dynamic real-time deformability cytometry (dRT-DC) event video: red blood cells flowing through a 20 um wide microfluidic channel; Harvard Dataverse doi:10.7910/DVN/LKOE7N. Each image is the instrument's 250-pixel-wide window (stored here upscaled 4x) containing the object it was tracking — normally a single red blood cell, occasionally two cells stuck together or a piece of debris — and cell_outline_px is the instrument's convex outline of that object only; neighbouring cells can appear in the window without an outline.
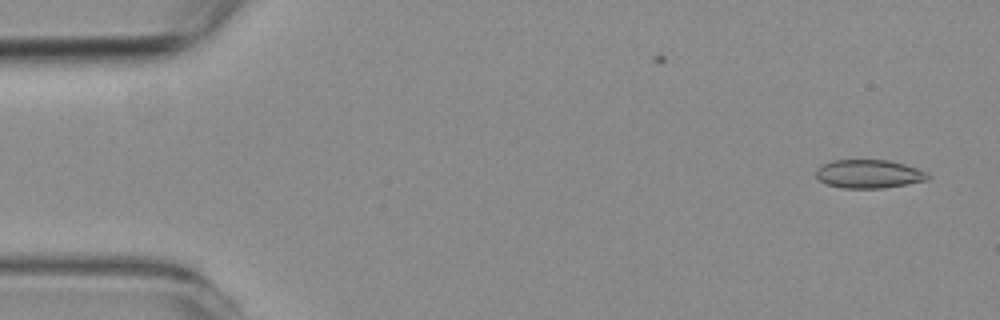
{"species": "common noctule bat (a hibernating species)", "species_latin": "Nyctalus noctula", "temperature_condition": "room temperature", "stored_images_in_passage": 13, "camera_frame_rate_fps": 3000, "um_per_image_px": 0.085, "animal": {"sex": "female", "body_mass_g": 19.3, "forearm_length_mm": 54.1}, "frame": {"image": 1, "passage_image": 2, "time_ms": 0.333, "image_size_px": [1000, 320], "cell_outline_px": [[932, 176], [928, 180], [884, 188], [844, 188], [828, 184], [820, 180], [816, 176], [816, 168], [832, 160], [888, 160], [904, 164], [928, 172]], "centroid_in_image_um": [73.89, 14.78], "position_along_channel_um": 11.1, "area_um2": 18.55}}